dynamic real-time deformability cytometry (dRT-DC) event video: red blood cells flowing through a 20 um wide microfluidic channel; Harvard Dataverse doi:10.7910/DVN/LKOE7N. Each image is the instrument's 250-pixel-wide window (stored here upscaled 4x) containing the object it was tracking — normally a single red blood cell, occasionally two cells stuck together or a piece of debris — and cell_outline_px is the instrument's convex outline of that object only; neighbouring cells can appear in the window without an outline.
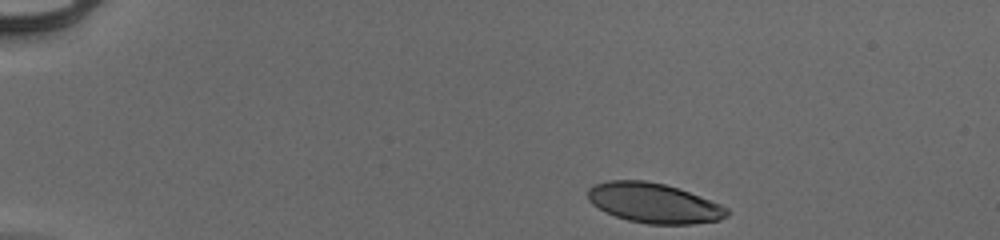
{"species": "human", "species_latin": "Homo sapiens", "temperature_condition": "cold", "stored_images_in_passage": 38, "camera_frame_rate_fps": 3000, "um_per_image_px": 0.085, "donor": {"sex": "male"}, "frame": {"image": 1, "passage_image": 1, "time_ms": 0.0, "image_size_px": [1000, 240], "cell_outline_px": [[728, 216], [720, 220], [692, 224], [648, 224], [628, 220], [604, 212], [592, 204], [588, 200], [588, 188], [592, 184], [608, 180], [644, 180], [664, 184], [688, 192], [720, 204], [728, 208]], "centroid_in_image_um": [55.54, 17.26], "position_along_channel_um": 29.5, "area_um2": 32.31}}
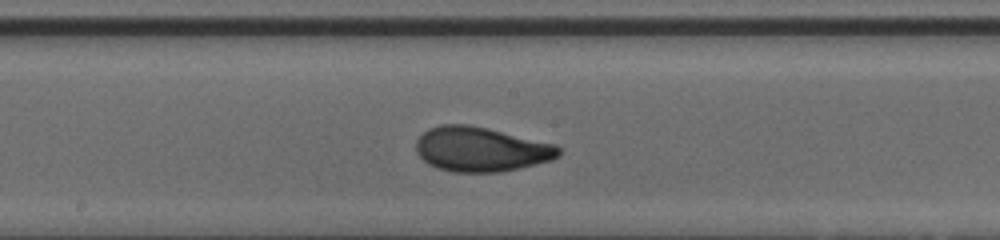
{"frame": {"image": 2, "passage_image": 22, "time_ms": 7.0, "image_size_px": [1000, 240], "cell_outline_px": [[560, 156], [552, 160], [520, 168], [500, 172], [452, 172], [436, 168], [428, 164], [416, 152], [416, 140], [428, 128], [440, 124], [468, 124], [488, 128], [556, 144], [560, 148]], "centroid_in_image_um": [40.88, 12.69], "position_along_channel_um": 207.3, "area_um2": 37.34}}
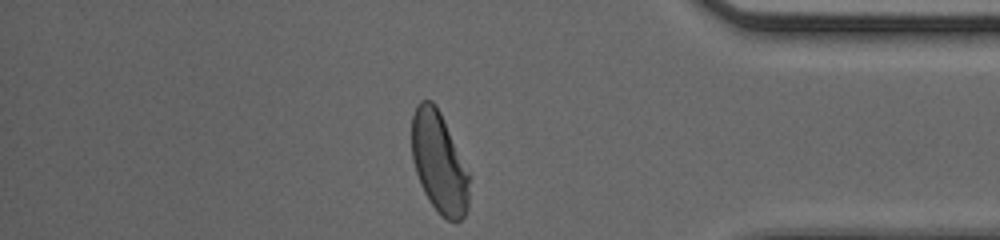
{"frame": {"image": 3, "passage_image": 38, "time_ms": 12.333, "image_size_px": [1000, 240], "cell_outline_px": [[472, 176], [468, 208], [464, 216], [456, 224], [440, 216], [428, 200], [420, 184], [412, 160], [412, 116], [416, 104], [420, 100], [432, 100], [436, 104]], "centroid_in_image_um": [37.36, 13.86], "position_along_channel_um": 397.8, "area_um2": 34.74}, "authors_computed_cell_mechanics": {"area_um2": 35.547, "velocity_mm_per_s": 3.9403, "shape_relaxation_time_tau1_ms": 3.1346, "shape_relaxation_time_tau2_ms": 0.7923, "deformation_change_tau1": 0.1638, "deformation_change_tau2": 0.0608}}